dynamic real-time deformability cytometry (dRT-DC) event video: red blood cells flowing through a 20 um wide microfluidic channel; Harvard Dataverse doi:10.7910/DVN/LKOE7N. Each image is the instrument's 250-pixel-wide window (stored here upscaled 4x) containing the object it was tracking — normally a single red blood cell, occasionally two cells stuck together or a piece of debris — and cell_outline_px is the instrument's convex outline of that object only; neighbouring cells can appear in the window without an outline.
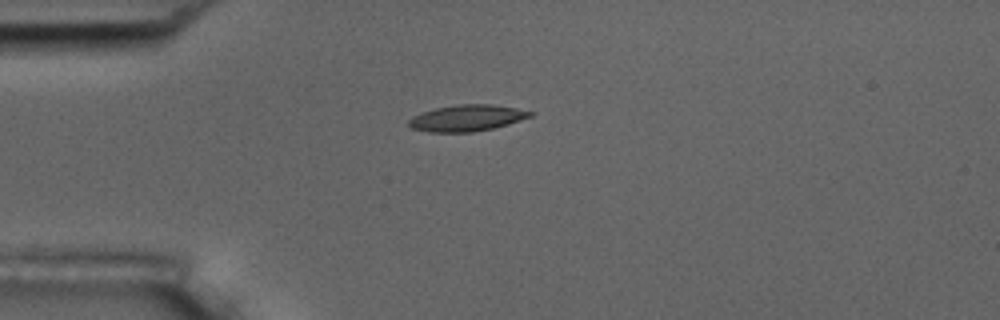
{"species": "common noctule bat (a hibernating species)", "species_latin": "Nyctalus noctula", "temperature_condition": "room temperature", "stored_images_in_passage": 1, "camera_frame_rate_fps": 3000, "um_per_image_px": 0.085, "animal": {"sex": "male", "body_mass_g": 17.5, "forearm_length_mm": 52.3}, "frame": {"image": 1, "passage_image": 1, "time_ms": 0.0, "image_size_px": [1000, 320], "cell_outline_px": [[536, 112], [532, 116], [508, 124], [492, 128], [472, 132], [428, 132], [412, 128], [408, 124], [408, 120], [412, 116], [436, 108], [456, 104], [492, 104], [516, 108]], "centroid_in_image_um": [39.7, 10.03], "position_along_channel_um": 45.3, "area_um2": 18.61}}